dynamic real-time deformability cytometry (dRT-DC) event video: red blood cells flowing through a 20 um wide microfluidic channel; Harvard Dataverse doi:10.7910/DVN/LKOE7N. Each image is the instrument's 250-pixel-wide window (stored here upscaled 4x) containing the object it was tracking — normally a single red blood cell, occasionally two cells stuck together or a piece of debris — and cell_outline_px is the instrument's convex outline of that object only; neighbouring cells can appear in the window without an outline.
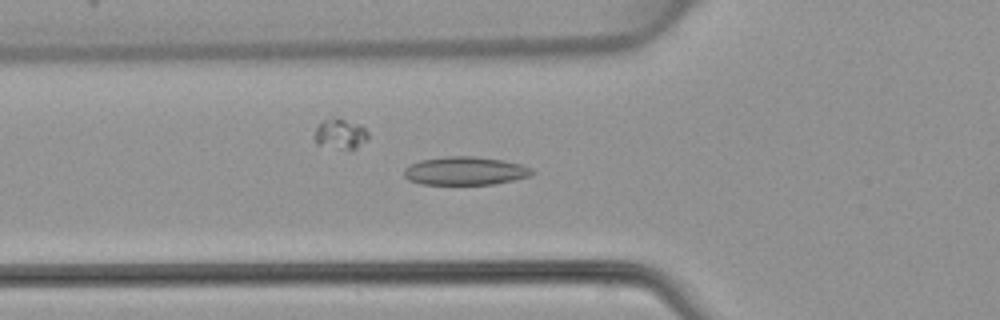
{"species": "common noctule bat (a hibernating species)", "species_latin": "Nyctalus noctula", "temperature_condition": "warm", "stored_images_in_passage": 48, "camera_frame_rate_fps": 3000, "um_per_image_px": 0.085, "animal": {"sex": "female", "body_mass_g": 22.7, "forearm_length_mm": 54.2}, "frame": {"image": 1, "passage_image": 17, "time_ms": 5.333, "image_size_px": [1000, 320], "cell_outline_px": [[536, 172], [528, 176], [496, 184], [420, 184], [408, 180], [404, 176], [404, 168], [420, 160], [444, 156], [476, 156], [504, 160], [520, 164], [532, 168]], "centroid_in_image_um": [39.53, 14.52], "position_along_channel_um": 86.3, "area_um2": 21.21}}
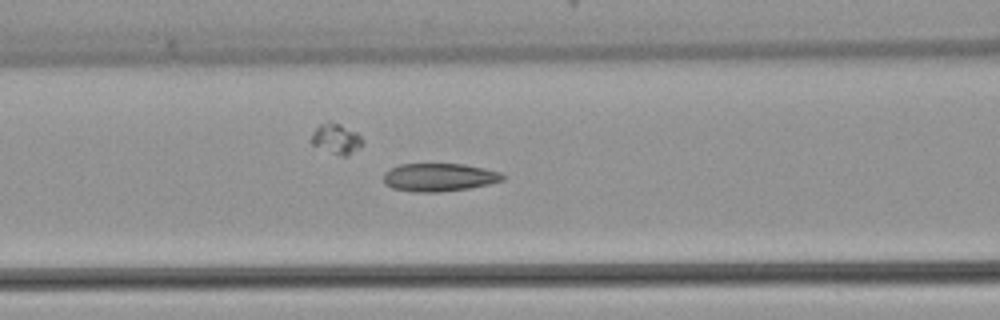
{"frame": {"image": 2, "passage_image": 20, "time_ms": 6.333, "image_size_px": [1000, 320], "cell_outline_px": [[508, 176], [504, 180], [488, 184], [468, 188], [440, 192], [416, 192], [392, 188], [384, 184], [384, 172], [400, 164], [464, 164], [484, 168], [500, 172]], "centroid_in_image_um": [37.35, 15.07], "position_along_channel_um": 129.3, "area_um2": 19.54}}
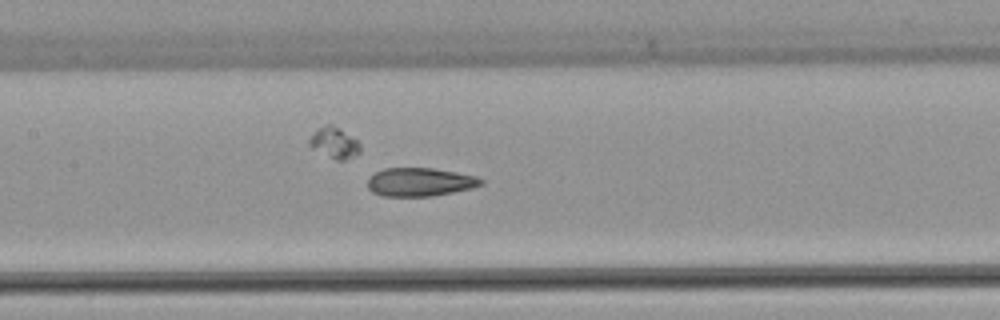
{"frame": {"image": 3, "passage_image": 23, "time_ms": 7.333, "image_size_px": [1000, 320], "cell_outline_px": [[484, 184], [472, 188], [432, 196], [380, 196], [372, 192], [368, 188], [368, 180], [376, 172], [384, 168], [432, 168], [456, 172], [476, 176], [484, 180]], "centroid_in_image_um": [35.71, 15.47], "position_along_channel_um": 171.7, "area_um2": 18.79}}